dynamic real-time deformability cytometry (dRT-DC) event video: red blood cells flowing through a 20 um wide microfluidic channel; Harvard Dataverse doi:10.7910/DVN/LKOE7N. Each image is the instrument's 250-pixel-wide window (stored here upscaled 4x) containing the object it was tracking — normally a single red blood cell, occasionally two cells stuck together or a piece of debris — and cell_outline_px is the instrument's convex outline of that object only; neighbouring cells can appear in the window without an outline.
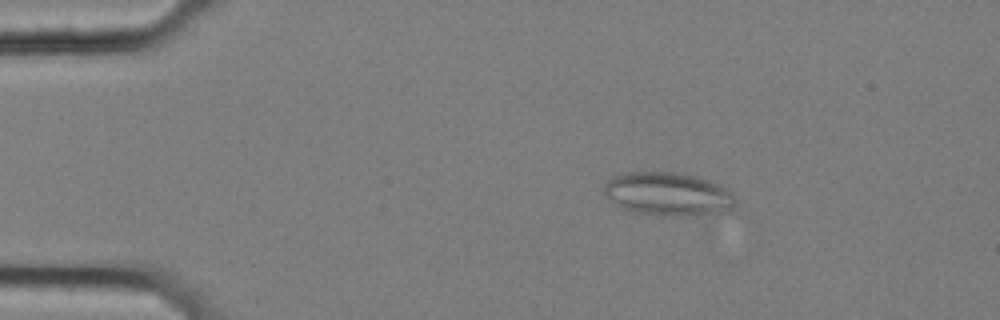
{"species": "common noctule bat (a hibernating species)", "species_latin": "Nyctalus noctula", "temperature_condition": "cold", "stored_images_in_passage": 35, "camera_frame_rate_fps": 3000, "um_per_image_px": 0.085, "animal": {"sex": "female", "body_mass_g": 25.1}, "frame": {"image": 1, "passage_image": 10, "time_ms": 3.0, "image_size_px": [1000, 320], "cell_outline_px": [[736, 200], [732, 208], [724, 212], [708, 216], [656, 216], [628, 212], [620, 208], [604, 196], [604, 184], [608, 180], [616, 176], [628, 172], [676, 172], [696, 176], [720, 184], [732, 192]], "centroid_in_image_um": [56.79, 16.53], "position_along_channel_um": 28.2, "area_um2": 34.1}}
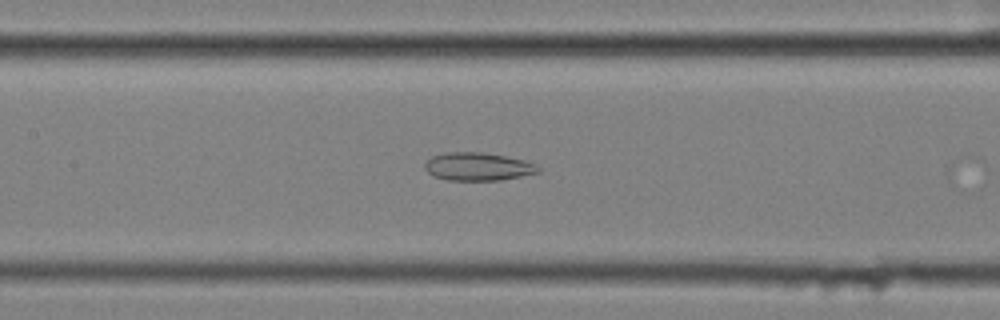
{"frame": {"image": 2, "passage_image": 27, "time_ms": 8.667, "image_size_px": [1000, 320], "cell_outline_px": [[540, 172], [500, 180], [448, 180], [432, 176], [424, 168], [424, 164], [432, 156], [448, 152], [480, 152], [528, 160], [536, 164], [540, 168]], "centroid_in_image_um": [40.63, 14.16], "position_along_channel_um": 166.8, "area_um2": 18.55}}
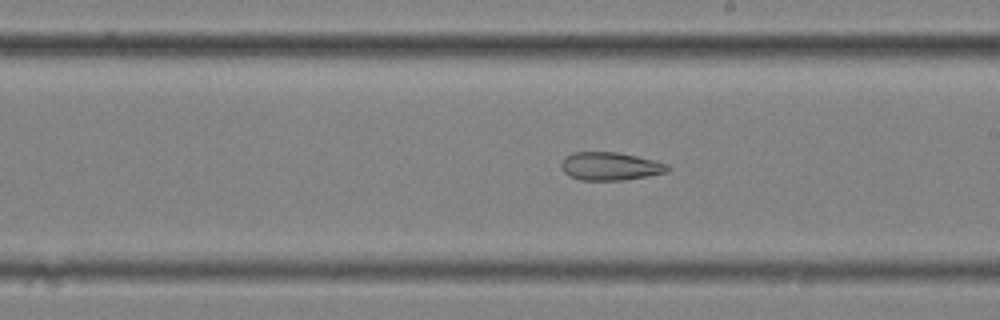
{"frame": {"image": 3, "passage_image": 33, "time_ms": 10.667, "image_size_px": [1000, 320], "cell_outline_px": [[672, 168], [668, 172], [648, 176], [624, 180], [580, 180], [564, 172], [560, 164], [564, 156], [572, 152], [616, 152], [656, 160], [668, 164]], "centroid_in_image_um": [51.9, 14.12], "position_along_channel_um": 237.1, "area_um2": 17.57}}